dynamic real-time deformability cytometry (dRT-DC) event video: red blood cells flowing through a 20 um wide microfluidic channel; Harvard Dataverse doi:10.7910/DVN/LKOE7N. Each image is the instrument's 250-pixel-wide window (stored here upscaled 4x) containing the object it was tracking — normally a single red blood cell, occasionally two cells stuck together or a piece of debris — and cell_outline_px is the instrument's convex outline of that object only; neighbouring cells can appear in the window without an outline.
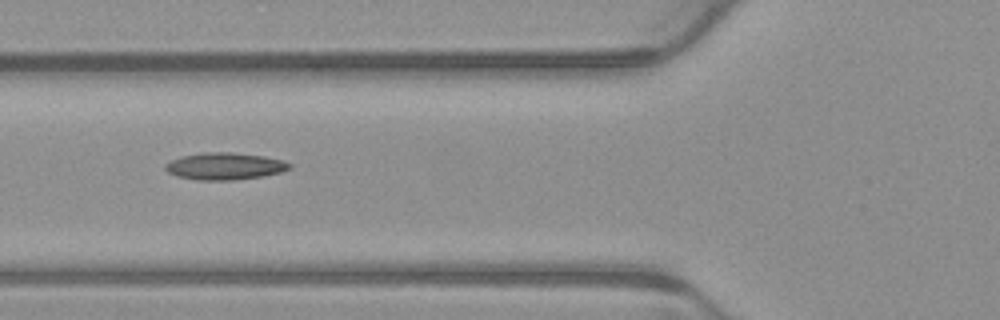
{"species": "common noctule bat (a hibernating species)", "species_latin": "Nyctalus noctula", "temperature_condition": "warm", "stored_images_in_passage": 7, "camera_frame_rate_fps": 3000, "um_per_image_px": 0.085, "animal": {"sex": "male", "body_mass_g": 23.1, "forearm_length_mm": 52.7}, "frame": {"image": 1, "passage_image": 6, "time_ms": 1.667, "image_size_px": [1000, 320], "cell_outline_px": [[292, 168], [280, 172], [264, 176], [232, 180], [196, 180], [176, 176], [168, 172], [164, 168], [164, 164], [180, 156], [204, 152], [232, 152], [264, 156], [284, 160], [292, 164]], "centroid_in_image_um": [19.11, 14.12], "position_along_channel_um": 106.7, "area_um2": 19.77}}
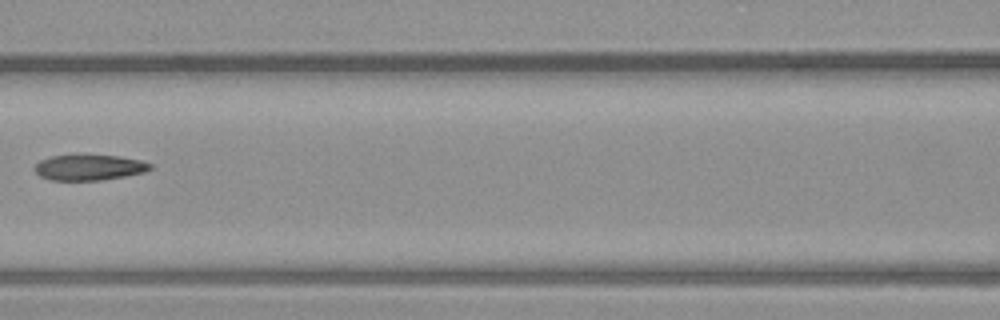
{"frame": {"image": 2, "passage_image": 7, "time_ms": 2.0, "image_size_px": [1000, 320], "cell_outline_px": [[152, 168], [144, 172], [104, 180], [48, 180], [40, 176], [32, 168], [40, 160], [52, 156], [116, 156], [144, 160], [152, 164]], "centroid_in_image_um": [7.58, 14.25], "position_along_channel_um": 159.0, "area_um2": 17.11}}